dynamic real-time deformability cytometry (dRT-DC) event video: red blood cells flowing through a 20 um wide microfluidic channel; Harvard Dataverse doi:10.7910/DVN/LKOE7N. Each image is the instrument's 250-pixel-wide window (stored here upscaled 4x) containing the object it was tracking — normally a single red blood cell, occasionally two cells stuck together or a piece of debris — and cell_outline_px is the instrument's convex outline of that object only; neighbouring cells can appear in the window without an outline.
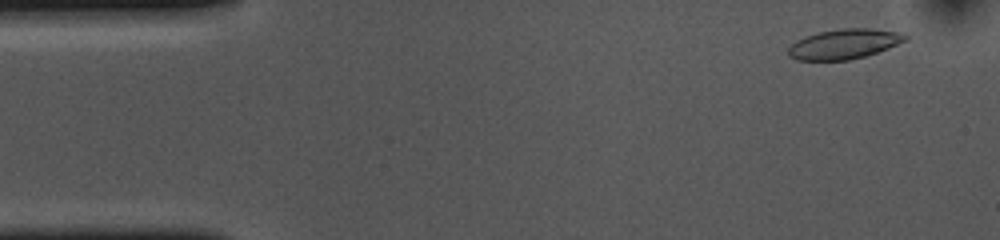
{"species": "common noctule bat (a hibernating species)", "species_latin": "Nyctalus noctula", "temperature_condition": "cold", "stored_images_in_passage": 53, "camera_frame_rate_fps": 3000, "um_per_image_px": 0.085, "animal": {"sex": "female", "body_mass_g": 10.0, "forearm_length_mm": 53.1}, "frame": {"image": 1, "passage_image": 3, "time_ms": 0.667, "image_size_px": [1000, 240], "cell_outline_px": [[908, 40], [888, 48], [864, 56], [848, 60], [796, 60], [788, 56], [788, 48], [796, 40], [804, 36], [816, 32], [840, 28], [872, 28], [896, 32], [908, 36]], "centroid_in_image_um": [71.71, 3.73], "position_along_channel_um": 13.3, "area_um2": 20.46}}
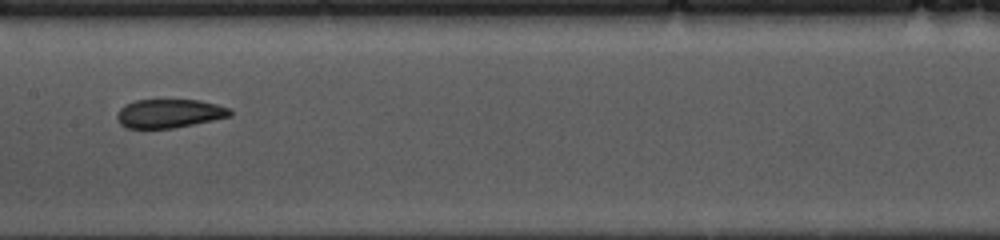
{"frame": {"image": 2, "passage_image": 25, "time_ms": 8.0, "image_size_px": [1000, 240], "cell_outline_px": [[232, 116], [172, 128], [128, 128], [120, 124], [116, 116], [120, 108], [136, 100], [200, 100], [232, 108]], "centroid_in_image_um": [14.42, 9.64], "position_along_channel_um": 193.0, "area_um2": 18.79}}
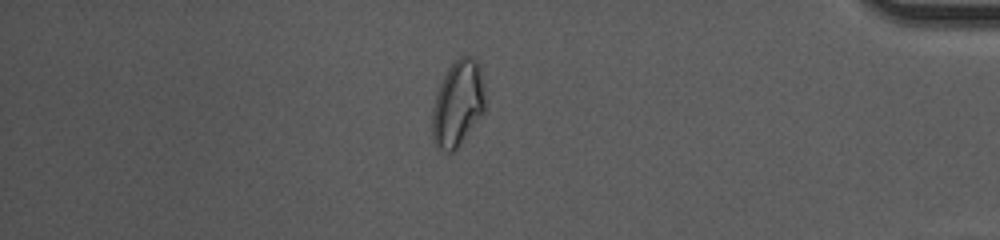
{"frame": {"image": 3, "passage_image": 45, "time_ms": 14.667, "image_size_px": [1000, 240], "cell_outline_px": [[484, 112], [460, 144], [452, 152], [448, 152], [440, 148], [432, 140], [432, 108], [440, 84], [452, 60], [460, 56], [468, 56], [476, 60], [480, 68], [484, 92]], "centroid_in_image_um": [38.9, 8.79], "position_along_channel_um": 396.3, "area_um2": 26.24}, "authors_computed_cell_mechanics": {"area_um2": 20.5768, "velocity_mm_per_s": 3.6453, "shape_relaxation_time_tau1_ms": 6.4403, "shape_relaxation_time_tau2_ms": 2.2311, "deformation_change_tau1": 0.13, "deformation_change_tau2": 0.0722}}